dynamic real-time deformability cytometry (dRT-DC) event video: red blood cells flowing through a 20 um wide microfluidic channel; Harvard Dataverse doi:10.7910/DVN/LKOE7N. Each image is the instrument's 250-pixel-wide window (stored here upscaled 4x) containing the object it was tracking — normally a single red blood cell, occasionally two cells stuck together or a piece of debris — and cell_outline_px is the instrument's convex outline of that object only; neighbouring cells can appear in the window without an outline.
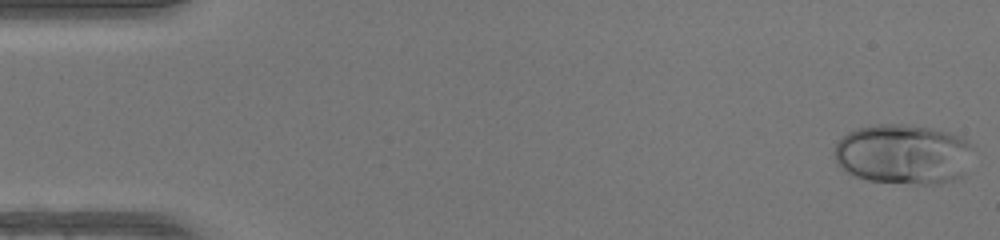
{"species": "human", "species_latin": "Homo sapiens", "temperature_condition": "warm", "stored_images_in_passage": 48, "camera_frame_rate_fps": 3000, "um_per_image_px": 0.085, "donor": {"sex": "female"}, "frame": {"image": 1, "passage_image": 1, "time_ms": 0.0, "image_size_px": [1000, 240], "cell_outline_px": [[972, 148], [964, 176], [940, 184], [920, 184], [868, 180], [856, 176], [840, 168], [836, 164], [836, 144], [848, 132], [856, 128], [880, 124], [896, 124], [928, 128], [948, 132], [968, 140], [972, 144]], "centroid_in_image_um": [76.79, 13.12], "position_along_channel_um": 8.2, "area_um2": 48.32}}
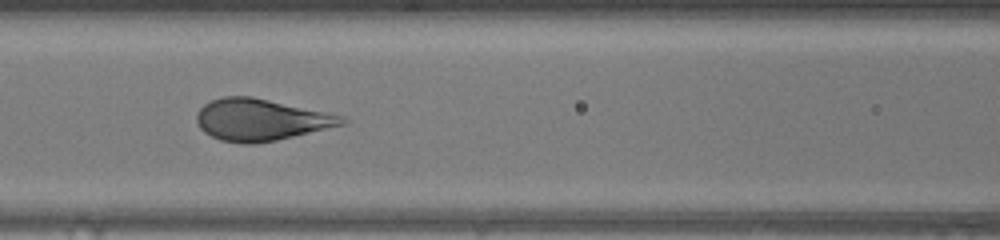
{"frame": {"image": 2, "passage_image": 21, "time_ms": 6.667, "image_size_px": [1000, 240], "cell_outline_px": [[348, 120], [344, 124], [276, 140], [256, 144], [240, 144], [220, 140], [204, 132], [200, 128], [196, 120], [196, 112], [204, 104], [212, 100], [224, 96], [252, 96], [344, 116]], "centroid_in_image_um": [22.12, 10.18], "position_along_channel_um": 144.5, "area_um2": 35.2}}
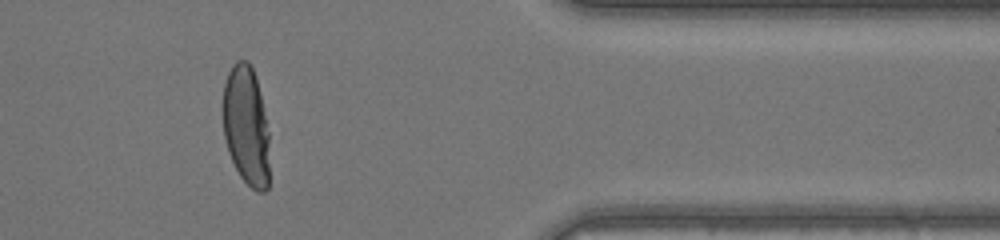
{"frame": {"image": 3, "passage_image": 40, "time_ms": 13.0, "image_size_px": [1000, 240], "cell_outline_px": [[268, 188], [264, 192], [256, 192], [240, 176], [228, 152], [224, 136], [220, 108], [224, 80], [232, 64], [236, 60], [248, 60], [256, 76], [268, 132]], "centroid_in_image_um": [20.87, 10.64], "position_along_channel_um": 390.5, "area_um2": 32.95}, "authors_computed_cell_mechanics": {"area_um2": 36.125, "velocity_mm_per_s": 4.2762, "shape_relaxation_time_tau1_ms": 4.176, "shape_relaxation_time_tau2_ms": null, "deformation_change_tau1": 0.266, "deformation_change_tau2": null}}